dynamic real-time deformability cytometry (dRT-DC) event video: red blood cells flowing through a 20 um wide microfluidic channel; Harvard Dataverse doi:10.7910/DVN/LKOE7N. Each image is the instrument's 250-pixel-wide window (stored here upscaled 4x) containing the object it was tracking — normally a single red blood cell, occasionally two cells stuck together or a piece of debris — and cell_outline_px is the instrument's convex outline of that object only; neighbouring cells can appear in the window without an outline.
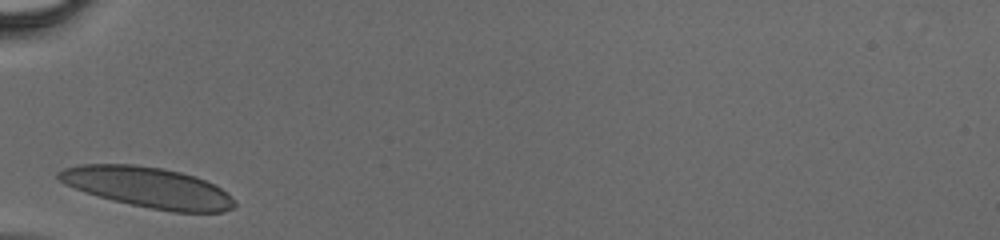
{"species": "human", "species_latin": "Homo sapiens", "temperature_condition": "cold", "stored_images_in_passage": 23, "camera_frame_rate_fps": 3000, "um_per_image_px": 0.085, "donor": {"sex": "male"}, "frame": {"image": 1, "passage_image": 1, "time_ms": 0.0, "image_size_px": [1000, 240], "cell_outline_px": [[236, 204], [232, 208], [224, 212], [172, 212], [112, 200], [64, 184], [56, 176], [56, 172], [64, 168], [80, 164], [132, 164], [160, 168], [180, 172], [196, 176], [220, 188]], "centroid_in_image_um": [12.55, 15.92], "position_along_channel_um": 72.5, "area_um2": 40.92}}
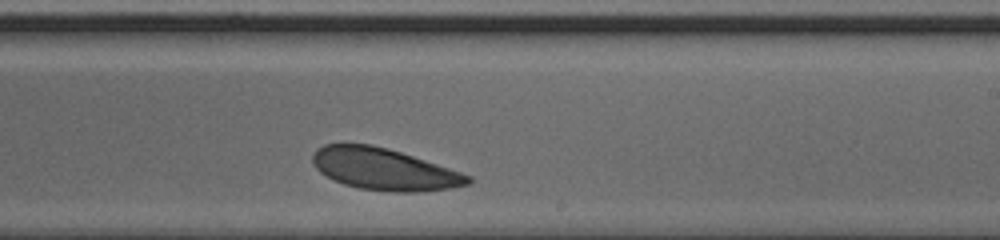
{"frame": {"image": 2, "passage_image": 14, "time_ms": 4.333, "image_size_px": [1000, 240], "cell_outline_px": [[472, 180], [468, 184], [452, 188], [416, 192], [388, 192], [360, 188], [344, 184], [320, 172], [316, 168], [312, 160], [312, 156], [316, 148], [324, 144], [372, 144], [388, 148], [472, 176]], "centroid_in_image_um": [32.63, 14.38], "position_along_channel_um": 256.4, "area_um2": 37.51}}
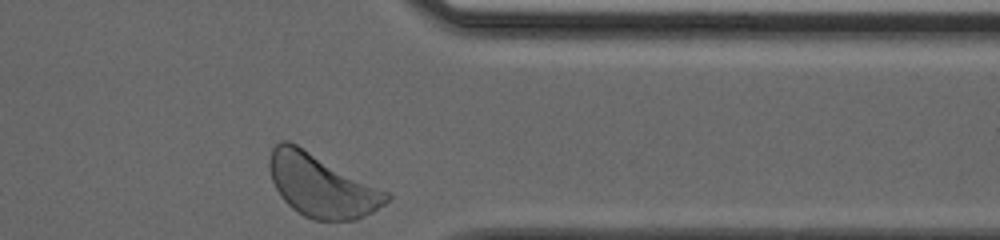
{"frame": {"image": 3, "passage_image": 23, "time_ms": 7.333, "image_size_px": [1000, 240], "cell_outline_px": [[392, 196], [384, 204], [372, 212], [356, 220], [312, 220], [304, 216], [292, 208], [280, 196], [272, 180], [268, 168], [268, 156], [272, 148], [280, 140], [288, 140], [392, 192]], "centroid_in_image_um": [27.34, 15.76], "position_along_channel_um": 384.1, "area_um2": 43.35}}